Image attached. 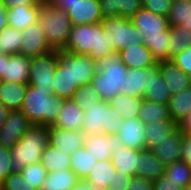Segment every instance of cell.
Here are the masks:
<instances>
[{
	"label": "cell",
	"instance_id": "obj_57",
	"mask_svg": "<svg viewBox=\"0 0 191 190\" xmlns=\"http://www.w3.org/2000/svg\"><path fill=\"white\" fill-rule=\"evenodd\" d=\"M8 27L6 8L0 0V31Z\"/></svg>",
	"mask_w": 191,
	"mask_h": 190
},
{
	"label": "cell",
	"instance_id": "obj_2",
	"mask_svg": "<svg viewBox=\"0 0 191 190\" xmlns=\"http://www.w3.org/2000/svg\"><path fill=\"white\" fill-rule=\"evenodd\" d=\"M65 99L53 94V90L38 89L28 84L21 111L32 124L53 125Z\"/></svg>",
	"mask_w": 191,
	"mask_h": 190
},
{
	"label": "cell",
	"instance_id": "obj_50",
	"mask_svg": "<svg viewBox=\"0 0 191 190\" xmlns=\"http://www.w3.org/2000/svg\"><path fill=\"white\" fill-rule=\"evenodd\" d=\"M127 190H154V183L142 177L132 176Z\"/></svg>",
	"mask_w": 191,
	"mask_h": 190
},
{
	"label": "cell",
	"instance_id": "obj_20",
	"mask_svg": "<svg viewBox=\"0 0 191 190\" xmlns=\"http://www.w3.org/2000/svg\"><path fill=\"white\" fill-rule=\"evenodd\" d=\"M123 145L137 149H145V128L139 118L124 119L118 133L116 134Z\"/></svg>",
	"mask_w": 191,
	"mask_h": 190
},
{
	"label": "cell",
	"instance_id": "obj_19",
	"mask_svg": "<svg viewBox=\"0 0 191 190\" xmlns=\"http://www.w3.org/2000/svg\"><path fill=\"white\" fill-rule=\"evenodd\" d=\"M158 69L171 95L178 94L191 87L190 76L183 72L172 60L159 61Z\"/></svg>",
	"mask_w": 191,
	"mask_h": 190
},
{
	"label": "cell",
	"instance_id": "obj_41",
	"mask_svg": "<svg viewBox=\"0 0 191 190\" xmlns=\"http://www.w3.org/2000/svg\"><path fill=\"white\" fill-rule=\"evenodd\" d=\"M22 32L14 27H6L0 31V44L3 47V53H20L22 43Z\"/></svg>",
	"mask_w": 191,
	"mask_h": 190
},
{
	"label": "cell",
	"instance_id": "obj_35",
	"mask_svg": "<svg viewBox=\"0 0 191 190\" xmlns=\"http://www.w3.org/2000/svg\"><path fill=\"white\" fill-rule=\"evenodd\" d=\"M115 167L111 160L97 161L86 180L93 182L101 190H108L109 183L114 179Z\"/></svg>",
	"mask_w": 191,
	"mask_h": 190
},
{
	"label": "cell",
	"instance_id": "obj_23",
	"mask_svg": "<svg viewBox=\"0 0 191 190\" xmlns=\"http://www.w3.org/2000/svg\"><path fill=\"white\" fill-rule=\"evenodd\" d=\"M138 177L155 181L164 175L166 165L162 163L150 149L140 150L138 154Z\"/></svg>",
	"mask_w": 191,
	"mask_h": 190
},
{
	"label": "cell",
	"instance_id": "obj_36",
	"mask_svg": "<svg viewBox=\"0 0 191 190\" xmlns=\"http://www.w3.org/2000/svg\"><path fill=\"white\" fill-rule=\"evenodd\" d=\"M138 118L146 124L152 121L172 120L169 114L168 104L142 100Z\"/></svg>",
	"mask_w": 191,
	"mask_h": 190
},
{
	"label": "cell",
	"instance_id": "obj_56",
	"mask_svg": "<svg viewBox=\"0 0 191 190\" xmlns=\"http://www.w3.org/2000/svg\"><path fill=\"white\" fill-rule=\"evenodd\" d=\"M177 125L178 129L185 135H191V110H189V113Z\"/></svg>",
	"mask_w": 191,
	"mask_h": 190
},
{
	"label": "cell",
	"instance_id": "obj_5",
	"mask_svg": "<svg viewBox=\"0 0 191 190\" xmlns=\"http://www.w3.org/2000/svg\"><path fill=\"white\" fill-rule=\"evenodd\" d=\"M38 23L52 50H63L66 47L73 25L64 10L54 8L49 3H43L38 14Z\"/></svg>",
	"mask_w": 191,
	"mask_h": 190
},
{
	"label": "cell",
	"instance_id": "obj_29",
	"mask_svg": "<svg viewBox=\"0 0 191 190\" xmlns=\"http://www.w3.org/2000/svg\"><path fill=\"white\" fill-rule=\"evenodd\" d=\"M79 178L71 169L48 172L41 190H69Z\"/></svg>",
	"mask_w": 191,
	"mask_h": 190
},
{
	"label": "cell",
	"instance_id": "obj_22",
	"mask_svg": "<svg viewBox=\"0 0 191 190\" xmlns=\"http://www.w3.org/2000/svg\"><path fill=\"white\" fill-rule=\"evenodd\" d=\"M43 5H18L6 9L8 26L20 31L38 22V14Z\"/></svg>",
	"mask_w": 191,
	"mask_h": 190
},
{
	"label": "cell",
	"instance_id": "obj_48",
	"mask_svg": "<svg viewBox=\"0 0 191 190\" xmlns=\"http://www.w3.org/2000/svg\"><path fill=\"white\" fill-rule=\"evenodd\" d=\"M183 72L191 76V47L179 52L171 59Z\"/></svg>",
	"mask_w": 191,
	"mask_h": 190
},
{
	"label": "cell",
	"instance_id": "obj_60",
	"mask_svg": "<svg viewBox=\"0 0 191 190\" xmlns=\"http://www.w3.org/2000/svg\"><path fill=\"white\" fill-rule=\"evenodd\" d=\"M3 53V47L0 44V54Z\"/></svg>",
	"mask_w": 191,
	"mask_h": 190
},
{
	"label": "cell",
	"instance_id": "obj_47",
	"mask_svg": "<svg viewBox=\"0 0 191 190\" xmlns=\"http://www.w3.org/2000/svg\"><path fill=\"white\" fill-rule=\"evenodd\" d=\"M11 149L0 145V184L12 173Z\"/></svg>",
	"mask_w": 191,
	"mask_h": 190
},
{
	"label": "cell",
	"instance_id": "obj_34",
	"mask_svg": "<svg viewBox=\"0 0 191 190\" xmlns=\"http://www.w3.org/2000/svg\"><path fill=\"white\" fill-rule=\"evenodd\" d=\"M40 162L47 172L70 169V155L50 145L46 146Z\"/></svg>",
	"mask_w": 191,
	"mask_h": 190
},
{
	"label": "cell",
	"instance_id": "obj_38",
	"mask_svg": "<svg viewBox=\"0 0 191 190\" xmlns=\"http://www.w3.org/2000/svg\"><path fill=\"white\" fill-rule=\"evenodd\" d=\"M171 96L172 95L166 85V82L163 80L160 72L158 71L154 76H152L151 88H148V91L143 96V99L168 104Z\"/></svg>",
	"mask_w": 191,
	"mask_h": 190
},
{
	"label": "cell",
	"instance_id": "obj_8",
	"mask_svg": "<svg viewBox=\"0 0 191 190\" xmlns=\"http://www.w3.org/2000/svg\"><path fill=\"white\" fill-rule=\"evenodd\" d=\"M48 3L64 10L72 25L97 24L104 18L100 0H50Z\"/></svg>",
	"mask_w": 191,
	"mask_h": 190
},
{
	"label": "cell",
	"instance_id": "obj_51",
	"mask_svg": "<svg viewBox=\"0 0 191 190\" xmlns=\"http://www.w3.org/2000/svg\"><path fill=\"white\" fill-rule=\"evenodd\" d=\"M153 183L154 190H185L184 188H182L170 178H167L164 175L156 179Z\"/></svg>",
	"mask_w": 191,
	"mask_h": 190
},
{
	"label": "cell",
	"instance_id": "obj_52",
	"mask_svg": "<svg viewBox=\"0 0 191 190\" xmlns=\"http://www.w3.org/2000/svg\"><path fill=\"white\" fill-rule=\"evenodd\" d=\"M100 8L104 17L118 16L116 0H100Z\"/></svg>",
	"mask_w": 191,
	"mask_h": 190
},
{
	"label": "cell",
	"instance_id": "obj_30",
	"mask_svg": "<svg viewBox=\"0 0 191 190\" xmlns=\"http://www.w3.org/2000/svg\"><path fill=\"white\" fill-rule=\"evenodd\" d=\"M96 163V157L87 151L84 146L70 155V169L79 179H86Z\"/></svg>",
	"mask_w": 191,
	"mask_h": 190
},
{
	"label": "cell",
	"instance_id": "obj_13",
	"mask_svg": "<svg viewBox=\"0 0 191 190\" xmlns=\"http://www.w3.org/2000/svg\"><path fill=\"white\" fill-rule=\"evenodd\" d=\"M32 125L21 110H11L0 127V145L11 149Z\"/></svg>",
	"mask_w": 191,
	"mask_h": 190
},
{
	"label": "cell",
	"instance_id": "obj_6",
	"mask_svg": "<svg viewBox=\"0 0 191 190\" xmlns=\"http://www.w3.org/2000/svg\"><path fill=\"white\" fill-rule=\"evenodd\" d=\"M121 117L106 100L84 112L82 132L86 135H116L123 124Z\"/></svg>",
	"mask_w": 191,
	"mask_h": 190
},
{
	"label": "cell",
	"instance_id": "obj_3",
	"mask_svg": "<svg viewBox=\"0 0 191 190\" xmlns=\"http://www.w3.org/2000/svg\"><path fill=\"white\" fill-rule=\"evenodd\" d=\"M48 145V126L33 124L11 148L12 172H20L27 165L40 162Z\"/></svg>",
	"mask_w": 191,
	"mask_h": 190
},
{
	"label": "cell",
	"instance_id": "obj_53",
	"mask_svg": "<svg viewBox=\"0 0 191 190\" xmlns=\"http://www.w3.org/2000/svg\"><path fill=\"white\" fill-rule=\"evenodd\" d=\"M180 160L186 162L191 167V135H184Z\"/></svg>",
	"mask_w": 191,
	"mask_h": 190
},
{
	"label": "cell",
	"instance_id": "obj_58",
	"mask_svg": "<svg viewBox=\"0 0 191 190\" xmlns=\"http://www.w3.org/2000/svg\"><path fill=\"white\" fill-rule=\"evenodd\" d=\"M10 109L5 107L1 102H0V127L3 125V123L7 120V116L10 113Z\"/></svg>",
	"mask_w": 191,
	"mask_h": 190
},
{
	"label": "cell",
	"instance_id": "obj_28",
	"mask_svg": "<svg viewBox=\"0 0 191 190\" xmlns=\"http://www.w3.org/2000/svg\"><path fill=\"white\" fill-rule=\"evenodd\" d=\"M177 126L172 120H156L144 124L145 149H153L155 143H159Z\"/></svg>",
	"mask_w": 191,
	"mask_h": 190
},
{
	"label": "cell",
	"instance_id": "obj_33",
	"mask_svg": "<svg viewBox=\"0 0 191 190\" xmlns=\"http://www.w3.org/2000/svg\"><path fill=\"white\" fill-rule=\"evenodd\" d=\"M168 109L173 122L181 121L191 110V87L172 95L168 102Z\"/></svg>",
	"mask_w": 191,
	"mask_h": 190
},
{
	"label": "cell",
	"instance_id": "obj_49",
	"mask_svg": "<svg viewBox=\"0 0 191 190\" xmlns=\"http://www.w3.org/2000/svg\"><path fill=\"white\" fill-rule=\"evenodd\" d=\"M132 176L123 172H115L114 179L110 181L108 190H127Z\"/></svg>",
	"mask_w": 191,
	"mask_h": 190
},
{
	"label": "cell",
	"instance_id": "obj_24",
	"mask_svg": "<svg viewBox=\"0 0 191 190\" xmlns=\"http://www.w3.org/2000/svg\"><path fill=\"white\" fill-rule=\"evenodd\" d=\"M83 116L84 111L72 99H65L59 116L53 126L82 131Z\"/></svg>",
	"mask_w": 191,
	"mask_h": 190
},
{
	"label": "cell",
	"instance_id": "obj_43",
	"mask_svg": "<svg viewBox=\"0 0 191 190\" xmlns=\"http://www.w3.org/2000/svg\"><path fill=\"white\" fill-rule=\"evenodd\" d=\"M5 190H37L35 189L20 172H12L1 183Z\"/></svg>",
	"mask_w": 191,
	"mask_h": 190
},
{
	"label": "cell",
	"instance_id": "obj_27",
	"mask_svg": "<svg viewBox=\"0 0 191 190\" xmlns=\"http://www.w3.org/2000/svg\"><path fill=\"white\" fill-rule=\"evenodd\" d=\"M142 100L143 98L141 97L118 94L115 98L110 99L108 102L121 117L124 119H132L138 118Z\"/></svg>",
	"mask_w": 191,
	"mask_h": 190
},
{
	"label": "cell",
	"instance_id": "obj_62",
	"mask_svg": "<svg viewBox=\"0 0 191 190\" xmlns=\"http://www.w3.org/2000/svg\"><path fill=\"white\" fill-rule=\"evenodd\" d=\"M2 80L0 79V90H1Z\"/></svg>",
	"mask_w": 191,
	"mask_h": 190
},
{
	"label": "cell",
	"instance_id": "obj_59",
	"mask_svg": "<svg viewBox=\"0 0 191 190\" xmlns=\"http://www.w3.org/2000/svg\"><path fill=\"white\" fill-rule=\"evenodd\" d=\"M185 190H191V182L185 187Z\"/></svg>",
	"mask_w": 191,
	"mask_h": 190
},
{
	"label": "cell",
	"instance_id": "obj_11",
	"mask_svg": "<svg viewBox=\"0 0 191 190\" xmlns=\"http://www.w3.org/2000/svg\"><path fill=\"white\" fill-rule=\"evenodd\" d=\"M58 63V50H51L45 54L31 57L28 84L38 89L53 90L52 80Z\"/></svg>",
	"mask_w": 191,
	"mask_h": 190
},
{
	"label": "cell",
	"instance_id": "obj_1",
	"mask_svg": "<svg viewBox=\"0 0 191 190\" xmlns=\"http://www.w3.org/2000/svg\"><path fill=\"white\" fill-rule=\"evenodd\" d=\"M142 35L143 44L152 52L157 62L168 60L170 25L167 17L143 7L130 18Z\"/></svg>",
	"mask_w": 191,
	"mask_h": 190
},
{
	"label": "cell",
	"instance_id": "obj_25",
	"mask_svg": "<svg viewBox=\"0 0 191 190\" xmlns=\"http://www.w3.org/2000/svg\"><path fill=\"white\" fill-rule=\"evenodd\" d=\"M140 150L121 145L119 150L112 152L111 161L117 172L136 176L139 171L138 154Z\"/></svg>",
	"mask_w": 191,
	"mask_h": 190
},
{
	"label": "cell",
	"instance_id": "obj_7",
	"mask_svg": "<svg viewBox=\"0 0 191 190\" xmlns=\"http://www.w3.org/2000/svg\"><path fill=\"white\" fill-rule=\"evenodd\" d=\"M102 25L116 53L127 47L143 44L142 35L130 18L108 16L103 18Z\"/></svg>",
	"mask_w": 191,
	"mask_h": 190
},
{
	"label": "cell",
	"instance_id": "obj_54",
	"mask_svg": "<svg viewBox=\"0 0 191 190\" xmlns=\"http://www.w3.org/2000/svg\"><path fill=\"white\" fill-rule=\"evenodd\" d=\"M6 9L12 8L18 5H43L41 0H1Z\"/></svg>",
	"mask_w": 191,
	"mask_h": 190
},
{
	"label": "cell",
	"instance_id": "obj_46",
	"mask_svg": "<svg viewBox=\"0 0 191 190\" xmlns=\"http://www.w3.org/2000/svg\"><path fill=\"white\" fill-rule=\"evenodd\" d=\"M172 3L173 0H142L144 9L165 17L168 16Z\"/></svg>",
	"mask_w": 191,
	"mask_h": 190
},
{
	"label": "cell",
	"instance_id": "obj_18",
	"mask_svg": "<svg viewBox=\"0 0 191 190\" xmlns=\"http://www.w3.org/2000/svg\"><path fill=\"white\" fill-rule=\"evenodd\" d=\"M21 32L23 36L20 49L21 54L31 58L52 50L47 44L46 36L38 22L23 29Z\"/></svg>",
	"mask_w": 191,
	"mask_h": 190
},
{
	"label": "cell",
	"instance_id": "obj_45",
	"mask_svg": "<svg viewBox=\"0 0 191 190\" xmlns=\"http://www.w3.org/2000/svg\"><path fill=\"white\" fill-rule=\"evenodd\" d=\"M116 2L118 16L126 18H132L143 7L142 0H116Z\"/></svg>",
	"mask_w": 191,
	"mask_h": 190
},
{
	"label": "cell",
	"instance_id": "obj_55",
	"mask_svg": "<svg viewBox=\"0 0 191 190\" xmlns=\"http://www.w3.org/2000/svg\"><path fill=\"white\" fill-rule=\"evenodd\" d=\"M69 190H101V189L93 182L87 181L86 179H79V181Z\"/></svg>",
	"mask_w": 191,
	"mask_h": 190
},
{
	"label": "cell",
	"instance_id": "obj_10",
	"mask_svg": "<svg viewBox=\"0 0 191 190\" xmlns=\"http://www.w3.org/2000/svg\"><path fill=\"white\" fill-rule=\"evenodd\" d=\"M97 31H103L102 22L73 25L69 33L67 45L63 50L93 57L96 50Z\"/></svg>",
	"mask_w": 191,
	"mask_h": 190
},
{
	"label": "cell",
	"instance_id": "obj_39",
	"mask_svg": "<svg viewBox=\"0 0 191 190\" xmlns=\"http://www.w3.org/2000/svg\"><path fill=\"white\" fill-rule=\"evenodd\" d=\"M164 176L185 189L191 182V167L186 162L178 160L174 163L166 164Z\"/></svg>",
	"mask_w": 191,
	"mask_h": 190
},
{
	"label": "cell",
	"instance_id": "obj_14",
	"mask_svg": "<svg viewBox=\"0 0 191 190\" xmlns=\"http://www.w3.org/2000/svg\"><path fill=\"white\" fill-rule=\"evenodd\" d=\"M158 71V63L146 68H129L121 94L143 98L148 88H151L152 76Z\"/></svg>",
	"mask_w": 191,
	"mask_h": 190
},
{
	"label": "cell",
	"instance_id": "obj_17",
	"mask_svg": "<svg viewBox=\"0 0 191 190\" xmlns=\"http://www.w3.org/2000/svg\"><path fill=\"white\" fill-rule=\"evenodd\" d=\"M184 135L177 125L162 141L155 143L154 148L151 150L165 165L174 163L181 158V145Z\"/></svg>",
	"mask_w": 191,
	"mask_h": 190
},
{
	"label": "cell",
	"instance_id": "obj_61",
	"mask_svg": "<svg viewBox=\"0 0 191 190\" xmlns=\"http://www.w3.org/2000/svg\"><path fill=\"white\" fill-rule=\"evenodd\" d=\"M43 3H48L50 0H41Z\"/></svg>",
	"mask_w": 191,
	"mask_h": 190
},
{
	"label": "cell",
	"instance_id": "obj_4",
	"mask_svg": "<svg viewBox=\"0 0 191 190\" xmlns=\"http://www.w3.org/2000/svg\"><path fill=\"white\" fill-rule=\"evenodd\" d=\"M97 70L91 84L99 97L109 101L121 94L128 67L121 62L118 53L107 54L97 60Z\"/></svg>",
	"mask_w": 191,
	"mask_h": 190
},
{
	"label": "cell",
	"instance_id": "obj_15",
	"mask_svg": "<svg viewBox=\"0 0 191 190\" xmlns=\"http://www.w3.org/2000/svg\"><path fill=\"white\" fill-rule=\"evenodd\" d=\"M49 145L72 155L77 149L84 146L85 134L81 130H68L49 125Z\"/></svg>",
	"mask_w": 191,
	"mask_h": 190
},
{
	"label": "cell",
	"instance_id": "obj_40",
	"mask_svg": "<svg viewBox=\"0 0 191 190\" xmlns=\"http://www.w3.org/2000/svg\"><path fill=\"white\" fill-rule=\"evenodd\" d=\"M71 99L84 112L90 110L102 100L91 83L79 86Z\"/></svg>",
	"mask_w": 191,
	"mask_h": 190
},
{
	"label": "cell",
	"instance_id": "obj_31",
	"mask_svg": "<svg viewBox=\"0 0 191 190\" xmlns=\"http://www.w3.org/2000/svg\"><path fill=\"white\" fill-rule=\"evenodd\" d=\"M52 82L53 94L64 99H71L78 88L71 80L67 68L59 61Z\"/></svg>",
	"mask_w": 191,
	"mask_h": 190
},
{
	"label": "cell",
	"instance_id": "obj_26",
	"mask_svg": "<svg viewBox=\"0 0 191 190\" xmlns=\"http://www.w3.org/2000/svg\"><path fill=\"white\" fill-rule=\"evenodd\" d=\"M28 83L2 81L0 102L10 110H21Z\"/></svg>",
	"mask_w": 191,
	"mask_h": 190
},
{
	"label": "cell",
	"instance_id": "obj_9",
	"mask_svg": "<svg viewBox=\"0 0 191 190\" xmlns=\"http://www.w3.org/2000/svg\"><path fill=\"white\" fill-rule=\"evenodd\" d=\"M58 61L67 68L73 83L78 87L89 84L97 70V61L90 55L58 50Z\"/></svg>",
	"mask_w": 191,
	"mask_h": 190
},
{
	"label": "cell",
	"instance_id": "obj_12",
	"mask_svg": "<svg viewBox=\"0 0 191 190\" xmlns=\"http://www.w3.org/2000/svg\"><path fill=\"white\" fill-rule=\"evenodd\" d=\"M31 58L21 53L0 54V79L5 82L28 83Z\"/></svg>",
	"mask_w": 191,
	"mask_h": 190
},
{
	"label": "cell",
	"instance_id": "obj_16",
	"mask_svg": "<svg viewBox=\"0 0 191 190\" xmlns=\"http://www.w3.org/2000/svg\"><path fill=\"white\" fill-rule=\"evenodd\" d=\"M123 145L121 139L117 135L91 134L86 135L84 147L97 161L111 160L112 152L119 150Z\"/></svg>",
	"mask_w": 191,
	"mask_h": 190
},
{
	"label": "cell",
	"instance_id": "obj_32",
	"mask_svg": "<svg viewBox=\"0 0 191 190\" xmlns=\"http://www.w3.org/2000/svg\"><path fill=\"white\" fill-rule=\"evenodd\" d=\"M167 19L170 26L191 30V0H173Z\"/></svg>",
	"mask_w": 191,
	"mask_h": 190
},
{
	"label": "cell",
	"instance_id": "obj_42",
	"mask_svg": "<svg viewBox=\"0 0 191 190\" xmlns=\"http://www.w3.org/2000/svg\"><path fill=\"white\" fill-rule=\"evenodd\" d=\"M20 173L35 189L41 190L48 172L41 162H38L27 165L21 169Z\"/></svg>",
	"mask_w": 191,
	"mask_h": 190
},
{
	"label": "cell",
	"instance_id": "obj_44",
	"mask_svg": "<svg viewBox=\"0 0 191 190\" xmlns=\"http://www.w3.org/2000/svg\"><path fill=\"white\" fill-rule=\"evenodd\" d=\"M115 50L112 48L108 33L103 31H97L96 50L93 59L95 61L101 59L107 54H114Z\"/></svg>",
	"mask_w": 191,
	"mask_h": 190
},
{
	"label": "cell",
	"instance_id": "obj_21",
	"mask_svg": "<svg viewBox=\"0 0 191 190\" xmlns=\"http://www.w3.org/2000/svg\"><path fill=\"white\" fill-rule=\"evenodd\" d=\"M118 56L128 69L146 68L158 63L150 49L144 44L122 49L118 52Z\"/></svg>",
	"mask_w": 191,
	"mask_h": 190
},
{
	"label": "cell",
	"instance_id": "obj_37",
	"mask_svg": "<svg viewBox=\"0 0 191 190\" xmlns=\"http://www.w3.org/2000/svg\"><path fill=\"white\" fill-rule=\"evenodd\" d=\"M170 45L168 46V60L179 52L191 47V30L179 25L170 26Z\"/></svg>",
	"mask_w": 191,
	"mask_h": 190
}]
</instances>
